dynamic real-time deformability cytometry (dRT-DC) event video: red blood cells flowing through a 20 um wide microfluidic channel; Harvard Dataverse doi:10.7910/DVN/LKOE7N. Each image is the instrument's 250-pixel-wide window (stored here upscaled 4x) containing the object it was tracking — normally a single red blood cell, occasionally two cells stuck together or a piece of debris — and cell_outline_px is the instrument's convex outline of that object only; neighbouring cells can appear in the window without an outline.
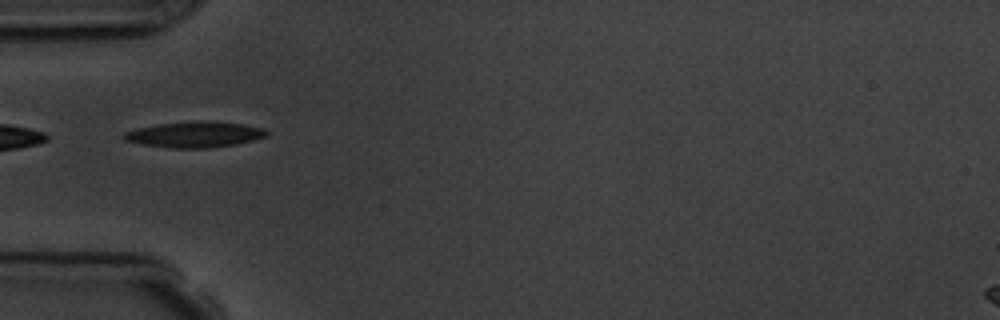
{"species": "common noctule bat (a hibernating species)", "species_latin": "Nyctalus noctula", "temperature_condition": "room temperature", "stored_images_in_passage": 2, "camera_frame_rate_fps": 3000, "um_per_image_px": 0.085, "animal": {"sex": "male", "body_mass_g": 19.5, "forearm_length_mm": 54.6}, "frame": {"image": 1, "passage_image": 1, "time_ms": 0.0, "image_size_px": [1000, 320], "cell_outline_px": [[268, 136], [236, 144], [208, 148], [172, 148], [140, 144], [124, 140], [120, 136], [124, 132], [136, 128], [160, 124], [212, 120], [244, 124], [264, 128], [268, 132]], "centroid_in_image_um": [16.54, 11.43], "position_along_channel_um": 68.5, "area_um2": 21.56}}